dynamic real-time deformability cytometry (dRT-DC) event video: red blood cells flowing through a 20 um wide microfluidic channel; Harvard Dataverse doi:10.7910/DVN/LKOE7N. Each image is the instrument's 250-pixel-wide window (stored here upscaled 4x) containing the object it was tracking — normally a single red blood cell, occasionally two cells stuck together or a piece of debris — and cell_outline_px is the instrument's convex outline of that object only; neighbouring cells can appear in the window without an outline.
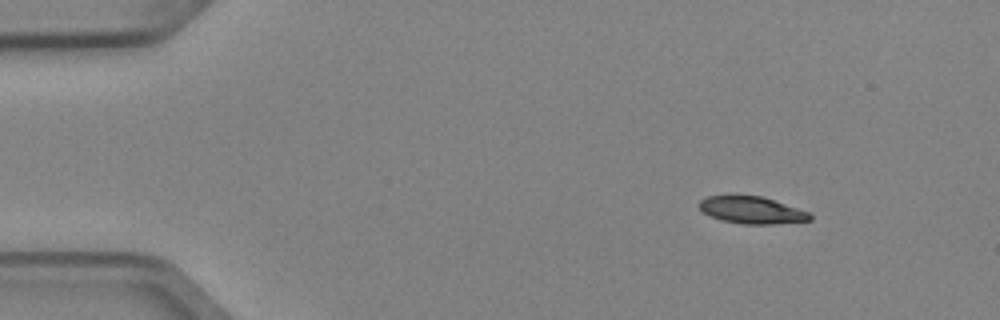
{"species": "Egyptian fruit bat (a non-hibernating species)", "species_latin": "Rousettus aegyptiacus", "temperature_condition": "cold", "stored_images_in_passage": 6, "camera_frame_rate_fps": 3000, "um_per_image_px": 0.085, "animal": {"sex": "female"}, "frame": {"image": 1, "passage_image": 1, "time_ms": 0.0, "image_size_px": [1000, 320], "cell_outline_px": [[812, 220], [772, 224], [744, 224], [720, 220], [708, 216], [700, 208], [700, 200], [708, 196], [764, 196], [808, 212], [812, 216]], "centroid_in_image_um": [63.9, 17.87], "position_along_channel_um": 21.1, "area_um2": 17.34}}
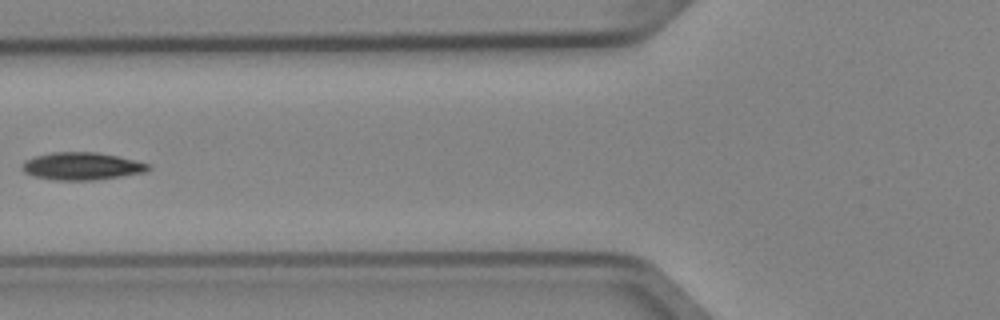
{"frame": {"image": 2, "passage_image": 5, "time_ms": 1.333, "image_size_px": [1000, 320], "cell_outline_px": [[152, 168], [144, 172], [120, 176], [92, 180], [56, 180], [36, 176], [24, 172], [20, 168], [20, 164], [24, 160], [36, 156], [52, 152], [96, 152], [116, 156], [148, 164]], "centroid_in_image_um": [6.89, 14.12], "position_along_channel_um": 118.9, "area_um2": 20.0}}
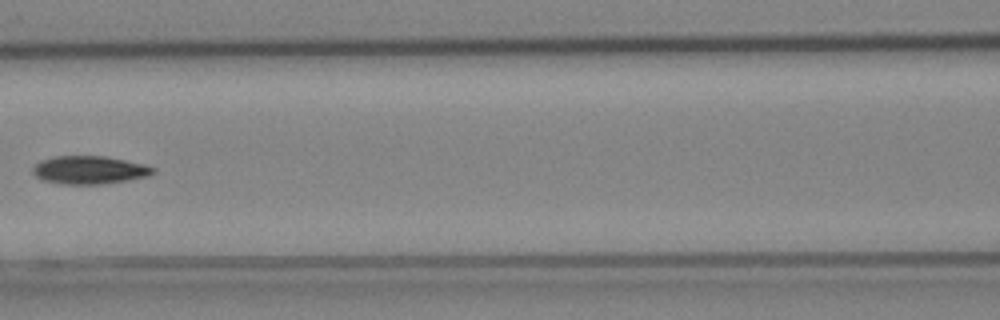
{"frame": {"image": 3, "passage_image": 6, "time_ms": 1.667, "image_size_px": [1000, 320], "cell_outline_px": [[156, 172], [148, 176], [128, 180], [100, 184], [60, 184], [44, 180], [36, 176], [32, 172], [32, 168], [40, 160], [52, 156], [104, 156], [144, 164], [156, 168]], "centroid_in_image_um": [7.59, 14.44], "position_along_channel_um": 159.0, "area_um2": 19.71}}